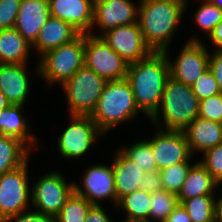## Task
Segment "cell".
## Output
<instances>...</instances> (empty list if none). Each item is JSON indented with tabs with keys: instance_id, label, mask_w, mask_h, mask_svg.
<instances>
[{
	"instance_id": "43",
	"label": "cell",
	"mask_w": 222,
	"mask_h": 222,
	"mask_svg": "<svg viewBox=\"0 0 222 222\" xmlns=\"http://www.w3.org/2000/svg\"><path fill=\"white\" fill-rule=\"evenodd\" d=\"M217 222H222V197L218 198L216 206Z\"/></svg>"
},
{
	"instance_id": "7",
	"label": "cell",
	"mask_w": 222,
	"mask_h": 222,
	"mask_svg": "<svg viewBox=\"0 0 222 222\" xmlns=\"http://www.w3.org/2000/svg\"><path fill=\"white\" fill-rule=\"evenodd\" d=\"M28 160L21 166L0 175V222L26 211L31 202Z\"/></svg>"
},
{
	"instance_id": "29",
	"label": "cell",
	"mask_w": 222,
	"mask_h": 222,
	"mask_svg": "<svg viewBox=\"0 0 222 222\" xmlns=\"http://www.w3.org/2000/svg\"><path fill=\"white\" fill-rule=\"evenodd\" d=\"M92 206L85 197L73 192L55 216V222H85Z\"/></svg>"
},
{
	"instance_id": "9",
	"label": "cell",
	"mask_w": 222,
	"mask_h": 222,
	"mask_svg": "<svg viewBox=\"0 0 222 222\" xmlns=\"http://www.w3.org/2000/svg\"><path fill=\"white\" fill-rule=\"evenodd\" d=\"M85 65L108 81L126 78L129 63L101 36L89 33L85 34Z\"/></svg>"
},
{
	"instance_id": "19",
	"label": "cell",
	"mask_w": 222,
	"mask_h": 222,
	"mask_svg": "<svg viewBox=\"0 0 222 222\" xmlns=\"http://www.w3.org/2000/svg\"><path fill=\"white\" fill-rule=\"evenodd\" d=\"M81 33L59 18L49 16L32 44L40 57L46 52L76 39Z\"/></svg>"
},
{
	"instance_id": "12",
	"label": "cell",
	"mask_w": 222,
	"mask_h": 222,
	"mask_svg": "<svg viewBox=\"0 0 222 222\" xmlns=\"http://www.w3.org/2000/svg\"><path fill=\"white\" fill-rule=\"evenodd\" d=\"M90 34L101 36L129 64L140 61L153 52L145 43L138 22L113 28L104 34Z\"/></svg>"
},
{
	"instance_id": "44",
	"label": "cell",
	"mask_w": 222,
	"mask_h": 222,
	"mask_svg": "<svg viewBox=\"0 0 222 222\" xmlns=\"http://www.w3.org/2000/svg\"><path fill=\"white\" fill-rule=\"evenodd\" d=\"M10 103L7 101L5 95L0 91V115L2 111L7 108Z\"/></svg>"
},
{
	"instance_id": "23",
	"label": "cell",
	"mask_w": 222,
	"mask_h": 222,
	"mask_svg": "<svg viewBox=\"0 0 222 222\" xmlns=\"http://www.w3.org/2000/svg\"><path fill=\"white\" fill-rule=\"evenodd\" d=\"M23 105H9L0 115V135L12 136L23 141L31 150L37 147L36 137L29 132V124L23 116ZM31 133V134H30ZM36 146V147H34Z\"/></svg>"
},
{
	"instance_id": "5",
	"label": "cell",
	"mask_w": 222,
	"mask_h": 222,
	"mask_svg": "<svg viewBox=\"0 0 222 222\" xmlns=\"http://www.w3.org/2000/svg\"><path fill=\"white\" fill-rule=\"evenodd\" d=\"M38 76L49 85H62L85 65V34L54 48L40 57Z\"/></svg>"
},
{
	"instance_id": "41",
	"label": "cell",
	"mask_w": 222,
	"mask_h": 222,
	"mask_svg": "<svg viewBox=\"0 0 222 222\" xmlns=\"http://www.w3.org/2000/svg\"><path fill=\"white\" fill-rule=\"evenodd\" d=\"M165 222H192L183 205H179L170 213Z\"/></svg>"
},
{
	"instance_id": "34",
	"label": "cell",
	"mask_w": 222,
	"mask_h": 222,
	"mask_svg": "<svg viewBox=\"0 0 222 222\" xmlns=\"http://www.w3.org/2000/svg\"><path fill=\"white\" fill-rule=\"evenodd\" d=\"M203 154V160L201 159L199 162L222 185V143L205 151Z\"/></svg>"
},
{
	"instance_id": "31",
	"label": "cell",
	"mask_w": 222,
	"mask_h": 222,
	"mask_svg": "<svg viewBox=\"0 0 222 222\" xmlns=\"http://www.w3.org/2000/svg\"><path fill=\"white\" fill-rule=\"evenodd\" d=\"M190 167V162H180L159 170L163 189L178 195Z\"/></svg>"
},
{
	"instance_id": "15",
	"label": "cell",
	"mask_w": 222,
	"mask_h": 222,
	"mask_svg": "<svg viewBox=\"0 0 222 222\" xmlns=\"http://www.w3.org/2000/svg\"><path fill=\"white\" fill-rule=\"evenodd\" d=\"M82 186L74 183V192L85 197L91 204L100 205L98 201L110 199L117 207V196L114 184V172L111 165H93L85 171Z\"/></svg>"
},
{
	"instance_id": "10",
	"label": "cell",
	"mask_w": 222,
	"mask_h": 222,
	"mask_svg": "<svg viewBox=\"0 0 222 222\" xmlns=\"http://www.w3.org/2000/svg\"><path fill=\"white\" fill-rule=\"evenodd\" d=\"M170 77L186 85H192L209 69V51L201 39L191 38L172 60L168 56Z\"/></svg>"
},
{
	"instance_id": "13",
	"label": "cell",
	"mask_w": 222,
	"mask_h": 222,
	"mask_svg": "<svg viewBox=\"0 0 222 222\" xmlns=\"http://www.w3.org/2000/svg\"><path fill=\"white\" fill-rule=\"evenodd\" d=\"M152 140V146L157 170H162L180 162H190L191 152L186 136L182 130L157 129Z\"/></svg>"
},
{
	"instance_id": "3",
	"label": "cell",
	"mask_w": 222,
	"mask_h": 222,
	"mask_svg": "<svg viewBox=\"0 0 222 222\" xmlns=\"http://www.w3.org/2000/svg\"><path fill=\"white\" fill-rule=\"evenodd\" d=\"M160 113L163 118L162 122H164V130L183 131L190 125L199 113V99L192 91L191 85L183 84L169 77L160 105L149 118L157 128L161 129Z\"/></svg>"
},
{
	"instance_id": "25",
	"label": "cell",
	"mask_w": 222,
	"mask_h": 222,
	"mask_svg": "<svg viewBox=\"0 0 222 222\" xmlns=\"http://www.w3.org/2000/svg\"><path fill=\"white\" fill-rule=\"evenodd\" d=\"M31 151L20 139L0 135V175L23 165Z\"/></svg>"
},
{
	"instance_id": "28",
	"label": "cell",
	"mask_w": 222,
	"mask_h": 222,
	"mask_svg": "<svg viewBox=\"0 0 222 222\" xmlns=\"http://www.w3.org/2000/svg\"><path fill=\"white\" fill-rule=\"evenodd\" d=\"M176 194L161 189L150 194L149 222H165L170 213L179 205ZM153 220V222H155Z\"/></svg>"
},
{
	"instance_id": "6",
	"label": "cell",
	"mask_w": 222,
	"mask_h": 222,
	"mask_svg": "<svg viewBox=\"0 0 222 222\" xmlns=\"http://www.w3.org/2000/svg\"><path fill=\"white\" fill-rule=\"evenodd\" d=\"M106 82V79L86 65L64 82L61 87L66 95L70 116H90L96 108Z\"/></svg>"
},
{
	"instance_id": "16",
	"label": "cell",
	"mask_w": 222,
	"mask_h": 222,
	"mask_svg": "<svg viewBox=\"0 0 222 222\" xmlns=\"http://www.w3.org/2000/svg\"><path fill=\"white\" fill-rule=\"evenodd\" d=\"M49 14L72 25L81 34L93 30L94 0H48Z\"/></svg>"
},
{
	"instance_id": "45",
	"label": "cell",
	"mask_w": 222,
	"mask_h": 222,
	"mask_svg": "<svg viewBox=\"0 0 222 222\" xmlns=\"http://www.w3.org/2000/svg\"><path fill=\"white\" fill-rule=\"evenodd\" d=\"M213 5L217 6L222 10V0H209Z\"/></svg>"
},
{
	"instance_id": "35",
	"label": "cell",
	"mask_w": 222,
	"mask_h": 222,
	"mask_svg": "<svg viewBox=\"0 0 222 222\" xmlns=\"http://www.w3.org/2000/svg\"><path fill=\"white\" fill-rule=\"evenodd\" d=\"M198 117L222 123V93L199 101Z\"/></svg>"
},
{
	"instance_id": "4",
	"label": "cell",
	"mask_w": 222,
	"mask_h": 222,
	"mask_svg": "<svg viewBox=\"0 0 222 222\" xmlns=\"http://www.w3.org/2000/svg\"><path fill=\"white\" fill-rule=\"evenodd\" d=\"M140 112L132 88L124 78L106 82L90 117L104 134L123 122L137 118Z\"/></svg>"
},
{
	"instance_id": "1",
	"label": "cell",
	"mask_w": 222,
	"mask_h": 222,
	"mask_svg": "<svg viewBox=\"0 0 222 222\" xmlns=\"http://www.w3.org/2000/svg\"><path fill=\"white\" fill-rule=\"evenodd\" d=\"M168 53L152 52L148 57L130 63L126 74L141 113L150 118L158 109L168 78Z\"/></svg>"
},
{
	"instance_id": "42",
	"label": "cell",
	"mask_w": 222,
	"mask_h": 222,
	"mask_svg": "<svg viewBox=\"0 0 222 222\" xmlns=\"http://www.w3.org/2000/svg\"><path fill=\"white\" fill-rule=\"evenodd\" d=\"M215 44V50L222 51V21H220L213 29L209 38Z\"/></svg>"
},
{
	"instance_id": "33",
	"label": "cell",
	"mask_w": 222,
	"mask_h": 222,
	"mask_svg": "<svg viewBox=\"0 0 222 222\" xmlns=\"http://www.w3.org/2000/svg\"><path fill=\"white\" fill-rule=\"evenodd\" d=\"M192 91L199 101L222 93L213 73L208 69L191 85Z\"/></svg>"
},
{
	"instance_id": "37",
	"label": "cell",
	"mask_w": 222,
	"mask_h": 222,
	"mask_svg": "<svg viewBox=\"0 0 222 222\" xmlns=\"http://www.w3.org/2000/svg\"><path fill=\"white\" fill-rule=\"evenodd\" d=\"M5 222H55V217L39 213L36 210L23 211L9 217Z\"/></svg>"
},
{
	"instance_id": "26",
	"label": "cell",
	"mask_w": 222,
	"mask_h": 222,
	"mask_svg": "<svg viewBox=\"0 0 222 222\" xmlns=\"http://www.w3.org/2000/svg\"><path fill=\"white\" fill-rule=\"evenodd\" d=\"M117 206L127 214L122 222H149L150 193L137 189L123 196Z\"/></svg>"
},
{
	"instance_id": "40",
	"label": "cell",
	"mask_w": 222,
	"mask_h": 222,
	"mask_svg": "<svg viewBox=\"0 0 222 222\" xmlns=\"http://www.w3.org/2000/svg\"><path fill=\"white\" fill-rule=\"evenodd\" d=\"M85 222H112L101 205H93L86 217Z\"/></svg>"
},
{
	"instance_id": "24",
	"label": "cell",
	"mask_w": 222,
	"mask_h": 222,
	"mask_svg": "<svg viewBox=\"0 0 222 222\" xmlns=\"http://www.w3.org/2000/svg\"><path fill=\"white\" fill-rule=\"evenodd\" d=\"M32 45L15 29L0 30V64H28Z\"/></svg>"
},
{
	"instance_id": "8",
	"label": "cell",
	"mask_w": 222,
	"mask_h": 222,
	"mask_svg": "<svg viewBox=\"0 0 222 222\" xmlns=\"http://www.w3.org/2000/svg\"><path fill=\"white\" fill-rule=\"evenodd\" d=\"M74 192V183H67L58 171L40 177L31 187V204L39 213L55 217Z\"/></svg>"
},
{
	"instance_id": "22",
	"label": "cell",
	"mask_w": 222,
	"mask_h": 222,
	"mask_svg": "<svg viewBox=\"0 0 222 222\" xmlns=\"http://www.w3.org/2000/svg\"><path fill=\"white\" fill-rule=\"evenodd\" d=\"M219 185L207 169L197 161L187 172L186 179L177 195L179 202L201 195H215L214 191Z\"/></svg>"
},
{
	"instance_id": "21",
	"label": "cell",
	"mask_w": 222,
	"mask_h": 222,
	"mask_svg": "<svg viewBox=\"0 0 222 222\" xmlns=\"http://www.w3.org/2000/svg\"><path fill=\"white\" fill-rule=\"evenodd\" d=\"M111 164L114 172V184L118 201L125 195L139 189L144 170L129 160L120 150L113 157Z\"/></svg>"
},
{
	"instance_id": "11",
	"label": "cell",
	"mask_w": 222,
	"mask_h": 222,
	"mask_svg": "<svg viewBox=\"0 0 222 222\" xmlns=\"http://www.w3.org/2000/svg\"><path fill=\"white\" fill-rule=\"evenodd\" d=\"M71 123L58 137V150L63 158L84 156L96 138L103 134L90 116L71 115Z\"/></svg>"
},
{
	"instance_id": "38",
	"label": "cell",
	"mask_w": 222,
	"mask_h": 222,
	"mask_svg": "<svg viewBox=\"0 0 222 222\" xmlns=\"http://www.w3.org/2000/svg\"><path fill=\"white\" fill-rule=\"evenodd\" d=\"M141 182L142 183L139 185V189L150 194L163 189L159 170H151L146 172L142 177Z\"/></svg>"
},
{
	"instance_id": "32",
	"label": "cell",
	"mask_w": 222,
	"mask_h": 222,
	"mask_svg": "<svg viewBox=\"0 0 222 222\" xmlns=\"http://www.w3.org/2000/svg\"><path fill=\"white\" fill-rule=\"evenodd\" d=\"M204 1L194 14V21L206 34L212 33L214 27L222 21V10L209 0Z\"/></svg>"
},
{
	"instance_id": "27",
	"label": "cell",
	"mask_w": 222,
	"mask_h": 222,
	"mask_svg": "<svg viewBox=\"0 0 222 222\" xmlns=\"http://www.w3.org/2000/svg\"><path fill=\"white\" fill-rule=\"evenodd\" d=\"M216 199L214 195H201L186 199L181 204L192 222H217Z\"/></svg>"
},
{
	"instance_id": "2",
	"label": "cell",
	"mask_w": 222,
	"mask_h": 222,
	"mask_svg": "<svg viewBox=\"0 0 222 222\" xmlns=\"http://www.w3.org/2000/svg\"><path fill=\"white\" fill-rule=\"evenodd\" d=\"M187 0H140L138 23L153 52L169 53L170 41L186 10Z\"/></svg>"
},
{
	"instance_id": "36",
	"label": "cell",
	"mask_w": 222,
	"mask_h": 222,
	"mask_svg": "<svg viewBox=\"0 0 222 222\" xmlns=\"http://www.w3.org/2000/svg\"><path fill=\"white\" fill-rule=\"evenodd\" d=\"M21 0H0V30L14 28Z\"/></svg>"
},
{
	"instance_id": "39",
	"label": "cell",
	"mask_w": 222,
	"mask_h": 222,
	"mask_svg": "<svg viewBox=\"0 0 222 222\" xmlns=\"http://www.w3.org/2000/svg\"><path fill=\"white\" fill-rule=\"evenodd\" d=\"M209 69L222 92V51L214 50L213 54L209 53Z\"/></svg>"
},
{
	"instance_id": "14",
	"label": "cell",
	"mask_w": 222,
	"mask_h": 222,
	"mask_svg": "<svg viewBox=\"0 0 222 222\" xmlns=\"http://www.w3.org/2000/svg\"><path fill=\"white\" fill-rule=\"evenodd\" d=\"M138 5L131 0H94L93 23L102 34L113 28L138 22Z\"/></svg>"
},
{
	"instance_id": "18",
	"label": "cell",
	"mask_w": 222,
	"mask_h": 222,
	"mask_svg": "<svg viewBox=\"0 0 222 222\" xmlns=\"http://www.w3.org/2000/svg\"><path fill=\"white\" fill-rule=\"evenodd\" d=\"M27 64H0V91L11 105H23L30 92Z\"/></svg>"
},
{
	"instance_id": "17",
	"label": "cell",
	"mask_w": 222,
	"mask_h": 222,
	"mask_svg": "<svg viewBox=\"0 0 222 222\" xmlns=\"http://www.w3.org/2000/svg\"><path fill=\"white\" fill-rule=\"evenodd\" d=\"M49 16L48 0H21L14 28L32 45Z\"/></svg>"
},
{
	"instance_id": "30",
	"label": "cell",
	"mask_w": 222,
	"mask_h": 222,
	"mask_svg": "<svg viewBox=\"0 0 222 222\" xmlns=\"http://www.w3.org/2000/svg\"><path fill=\"white\" fill-rule=\"evenodd\" d=\"M119 150L132 162L141 167L144 172L157 170L152 146L148 140L138 141L129 147H121Z\"/></svg>"
},
{
	"instance_id": "20",
	"label": "cell",
	"mask_w": 222,
	"mask_h": 222,
	"mask_svg": "<svg viewBox=\"0 0 222 222\" xmlns=\"http://www.w3.org/2000/svg\"><path fill=\"white\" fill-rule=\"evenodd\" d=\"M191 154L202 152L222 143V123L197 117L183 130Z\"/></svg>"
}]
</instances>
